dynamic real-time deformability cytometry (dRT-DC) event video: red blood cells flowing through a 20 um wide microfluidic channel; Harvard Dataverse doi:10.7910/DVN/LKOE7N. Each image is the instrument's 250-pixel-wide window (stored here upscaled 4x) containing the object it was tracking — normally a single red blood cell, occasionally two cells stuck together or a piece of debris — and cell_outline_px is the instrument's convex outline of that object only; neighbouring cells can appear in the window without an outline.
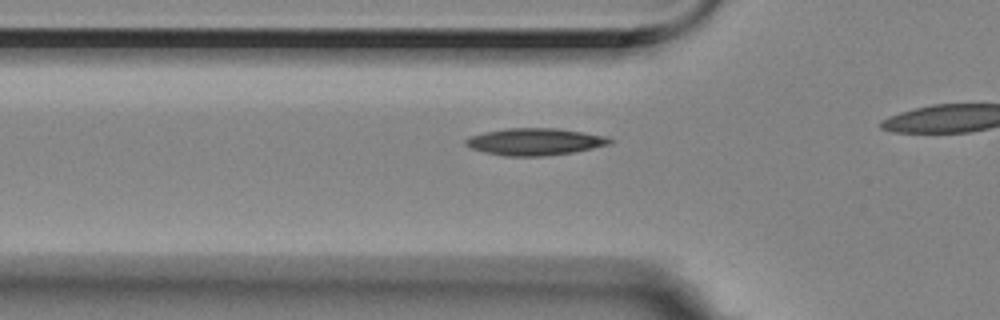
{"species": "Egyptian fruit bat (a non-hibernating species)", "species_latin": "Rousettus aegyptiacus", "temperature_condition": "room temperature", "stored_images_in_passage": 33, "camera_frame_rate_fps": 3000, "um_per_image_px": 0.085, "animal": {"sex": "female"}, "frame": {"image": 1, "passage_image": 6, "time_ms": 1.667, "image_size_px": [1000, 320], "cell_outline_px": [[616, 140], [612, 144], [572, 152], [544, 156], [504, 156], [484, 152], [472, 148], [464, 144], [464, 140], [468, 136], [484, 132], [508, 128], [560, 128], [608, 136]], "centroid_in_image_um": [45.5, 12.04], "position_along_channel_um": 80.3, "area_um2": 22.95}}
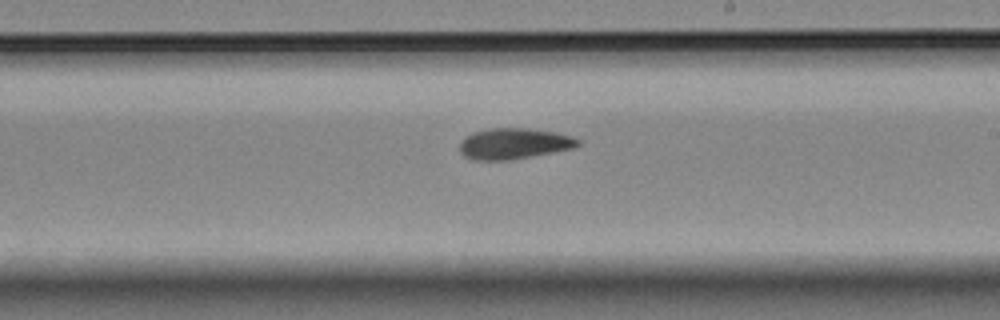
{"frame": {"image": 2, "passage_image": 20, "time_ms": 6.333, "image_size_px": [1000, 320], "cell_outline_px": [[580, 144], [572, 148], [512, 160], [472, 160], [464, 156], [460, 152], [460, 144], [464, 136], [472, 132], [488, 128], [524, 128], [556, 132], [572, 136], [580, 140]], "centroid_in_image_um": [43.65, 12.2], "position_along_channel_um": 245.4, "area_um2": 21.39}}
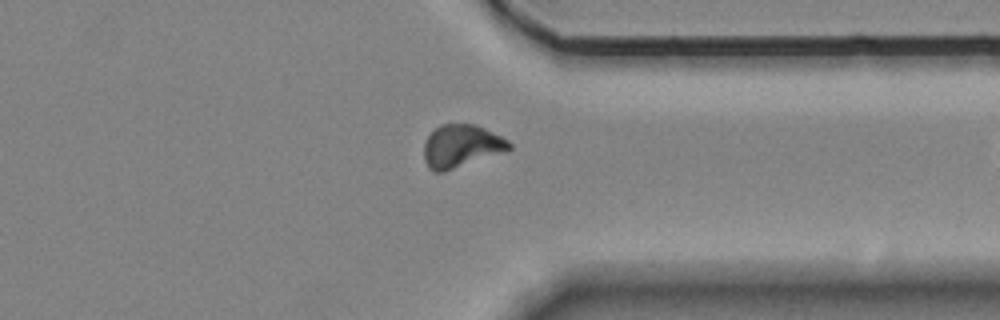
{"frame": {"image": 3, "passage_image": 31, "time_ms": 10.0, "image_size_px": [1000, 320], "cell_outline_px": [[512, 148], [444, 172], [432, 172], [428, 168], [424, 160], [424, 144], [428, 136], [440, 124], [476, 124], [508, 140], [512, 144]], "centroid_in_image_um": [39.17, 12.42], "position_along_channel_um": 372.2, "area_um2": 20.98}}